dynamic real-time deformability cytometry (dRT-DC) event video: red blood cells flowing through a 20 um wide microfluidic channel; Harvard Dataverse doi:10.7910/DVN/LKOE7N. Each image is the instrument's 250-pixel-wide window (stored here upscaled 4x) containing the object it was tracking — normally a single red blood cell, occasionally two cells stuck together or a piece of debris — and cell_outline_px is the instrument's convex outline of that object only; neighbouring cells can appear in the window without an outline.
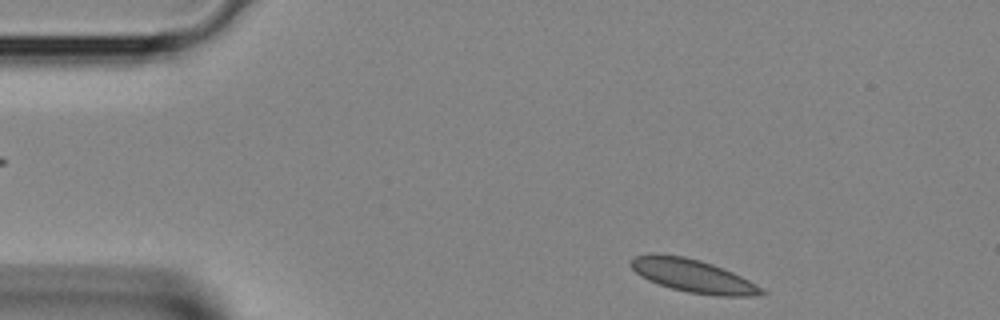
{"species": "Egyptian fruit bat (a non-hibernating species)", "species_latin": "Rousettus aegyptiacus", "temperature_condition": "room temperature", "stored_images_in_passage": 35, "camera_frame_rate_fps": 3000, "um_per_image_px": 0.085, "animal": {"sex": "female"}, "frame": {"image": 1, "passage_image": 1, "time_ms": 0.0, "image_size_px": [1000, 320], "cell_outline_px": [[768, 292], [756, 296], [720, 296], [688, 292], [672, 288], [648, 280], [640, 276], [632, 268], [628, 260], [636, 256], [648, 252], [656, 252], [684, 256], [700, 260], [712, 264], [732, 272], [756, 284]], "centroid_in_image_um": [58.85, 23.42], "position_along_channel_um": 26.1, "area_um2": 25.32}}
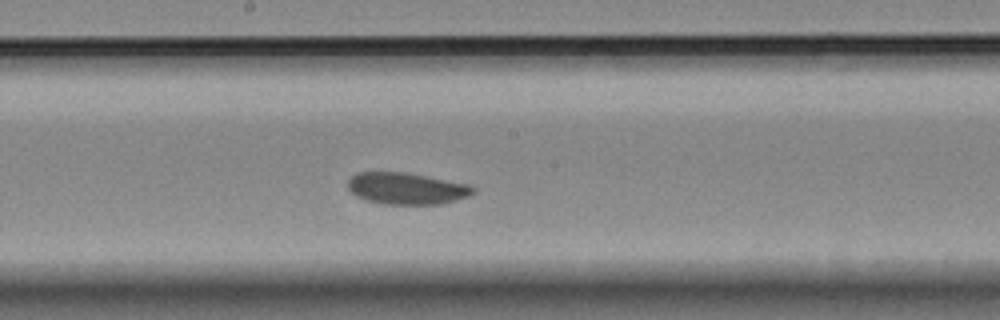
{"frame": {"image": 2, "passage_image": 16, "time_ms": 5.0, "image_size_px": [1000, 320], "cell_outline_px": [[476, 192], [468, 196], [456, 200], [440, 204], [380, 204], [364, 200], [356, 196], [348, 188], [348, 180], [356, 172], [404, 172], [468, 184], [476, 188]], "centroid_in_image_um": [34.54, 16.03], "position_along_channel_um": 213.7, "area_um2": 23.18}}
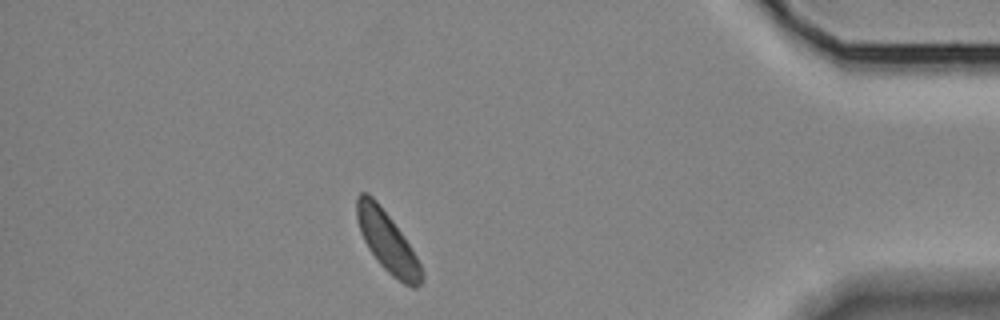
{"frame": {"image": 3, "passage_image": 30, "time_ms": 9.667, "image_size_px": [1000, 320], "cell_outline_px": [[424, 280], [416, 288], [412, 288], [404, 284], [392, 276], [376, 260], [368, 248], [360, 232], [356, 216], [356, 196], [360, 192], [368, 192], [376, 200], [392, 220], [416, 256], [424, 272]], "centroid_in_image_um": [32.91, 20.56], "position_along_channel_um": 402.3, "area_um2": 22.72}}